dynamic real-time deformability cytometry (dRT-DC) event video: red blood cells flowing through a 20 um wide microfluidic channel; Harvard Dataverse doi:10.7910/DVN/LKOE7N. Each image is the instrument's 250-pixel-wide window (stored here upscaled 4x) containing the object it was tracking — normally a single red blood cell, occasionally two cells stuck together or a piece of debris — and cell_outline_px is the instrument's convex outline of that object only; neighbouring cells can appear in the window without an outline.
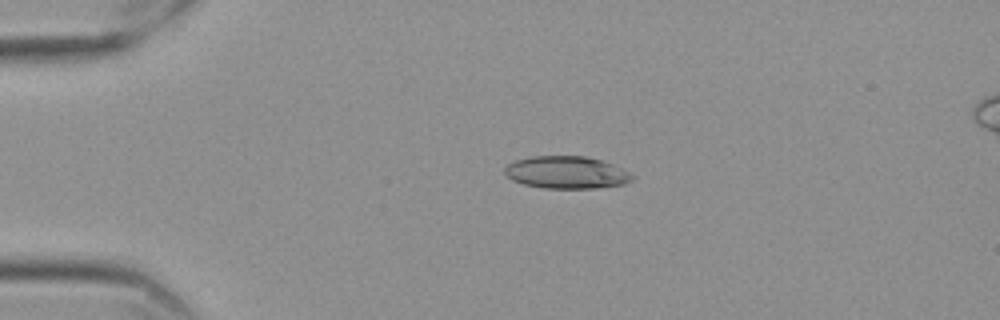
{"species": "Egyptian fruit bat (a non-hibernating species)", "species_latin": "Rousettus aegyptiacus", "temperature_condition": "cold", "stored_images_in_passage": 56, "camera_frame_rate_fps": 3000, "um_per_image_px": 0.085, "frame": {"image": 1, "passage_image": 12, "time_ms": 3.667, "image_size_px": [1000, 320], "cell_outline_px": [[636, 176], [632, 180], [624, 184], [596, 188], [544, 188], [524, 184], [512, 180], [504, 176], [504, 168], [508, 164], [516, 160], [532, 156], [584, 156], [600, 160], [612, 164]], "centroid_in_image_um": [48.12, 14.66], "position_along_channel_um": 36.9, "area_um2": 24.04}}
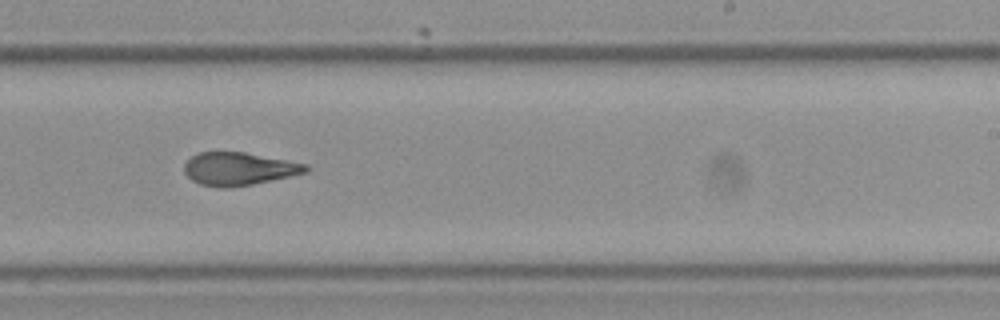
{"frame": {"image": 2, "passage_image": 35, "time_ms": 11.333, "image_size_px": [1000, 320], "cell_outline_px": [[312, 168], [308, 172], [252, 184], [224, 188], [220, 188], [200, 184], [192, 180], [184, 172], [184, 164], [196, 152], [244, 152], [308, 164]], "centroid_in_image_um": [20.31, 14.34], "position_along_channel_um": 268.7, "area_um2": 23.29}}
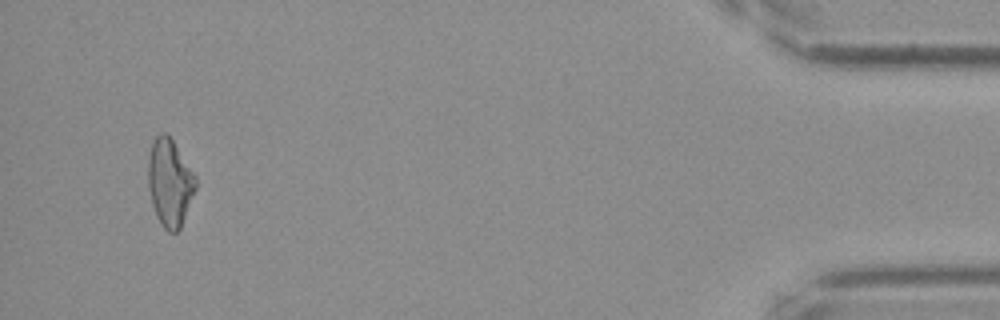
{"frame": {"image": 3, "passage_image": 54, "time_ms": 17.667, "image_size_px": [1000, 320], "cell_outline_px": [[196, 188], [180, 228], [176, 232], [168, 232], [160, 224], [156, 216], [152, 204], [148, 188], [148, 160], [152, 144], [156, 136], [160, 132], [164, 132], [172, 140], [196, 176]], "centroid_in_image_um": [14.42, 15.54], "position_along_channel_um": 420.8, "area_um2": 23.99}, "authors_computed_cell_mechanics": {"area_um2": 23.9581, "velocity_mm_per_s": 3.5396, "shape_relaxation_time_tau1_ms": null, "shape_relaxation_time_tau2_ms": 3.0627, "deformation_change_tau1": null, "deformation_change_tau2": 0.1076}}